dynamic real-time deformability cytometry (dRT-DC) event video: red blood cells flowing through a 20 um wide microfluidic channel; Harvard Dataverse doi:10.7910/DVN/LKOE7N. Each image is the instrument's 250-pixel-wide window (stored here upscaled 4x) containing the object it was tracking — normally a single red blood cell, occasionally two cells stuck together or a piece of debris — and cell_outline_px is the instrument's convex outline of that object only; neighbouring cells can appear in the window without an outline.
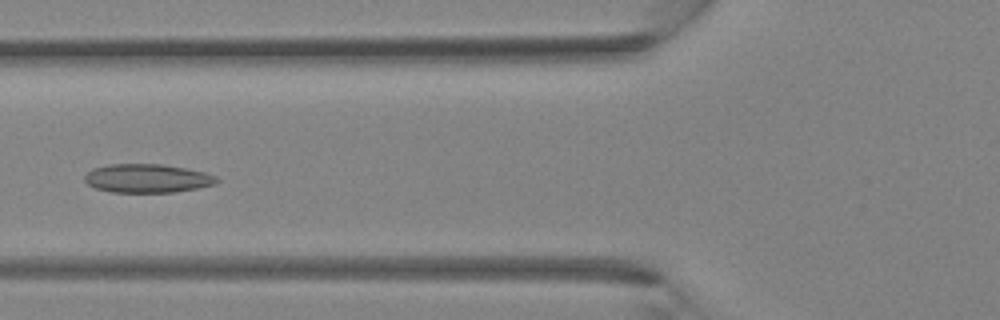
{"species": "Egyptian fruit bat (a non-hibernating species)", "species_latin": "Rousettus aegyptiacus", "temperature_condition": "room temperature", "stored_images_in_passage": 5, "camera_frame_rate_fps": 3000, "um_per_image_px": 0.085, "animal": {"sex": "female"}, "frame": {"image": 1, "passage_image": 5, "time_ms": 4.333, "image_size_px": [1000, 320], "cell_outline_px": [[220, 180], [216, 184], [176, 192], [112, 192], [96, 188], [88, 184], [84, 180], [84, 176], [92, 168], [108, 164], [164, 164], [188, 168], [204, 172], [216, 176]], "centroid_in_image_um": [12.53, 15.15], "position_along_channel_um": 113.3, "area_um2": 22.2}}